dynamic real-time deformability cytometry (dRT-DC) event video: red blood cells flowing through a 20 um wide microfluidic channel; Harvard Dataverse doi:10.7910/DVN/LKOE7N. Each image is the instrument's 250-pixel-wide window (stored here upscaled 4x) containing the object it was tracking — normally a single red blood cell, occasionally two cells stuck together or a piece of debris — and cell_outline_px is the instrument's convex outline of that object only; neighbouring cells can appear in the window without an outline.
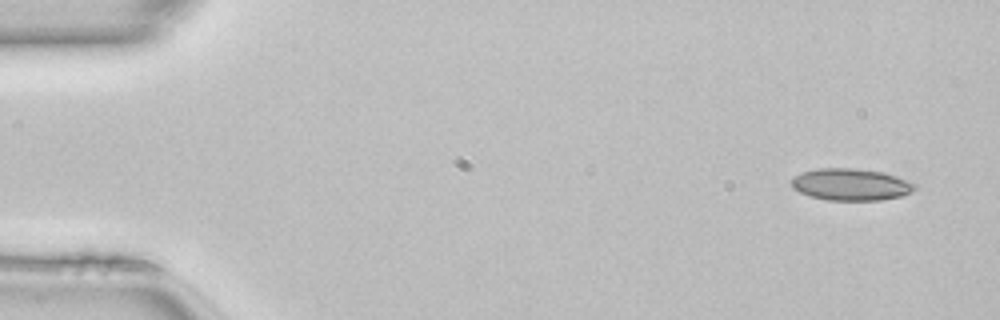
{"species": "common noctule bat (a hibernating species)", "species_latin": "Nyctalus noctula", "temperature_condition": "room temperature", "stored_images_in_passage": 47, "camera_frame_rate_fps": 3000, "um_per_image_px": 0.085, "animal": {"sex": "female", "body_mass_g": 22.7, "forearm_length_mm": 54.2}, "frame": {"image": 1, "passage_image": 1, "time_ms": 0.0, "image_size_px": [1000, 320], "cell_outline_px": [[916, 188], [912, 192], [900, 196], [880, 200], [828, 200], [812, 196], [800, 192], [792, 188], [792, 180], [800, 172], [816, 168], [852, 168], [884, 172], [908, 180], [916, 184]], "centroid_in_image_um": [72.34, 15.67], "position_along_channel_um": 12.7, "area_um2": 22.89}}
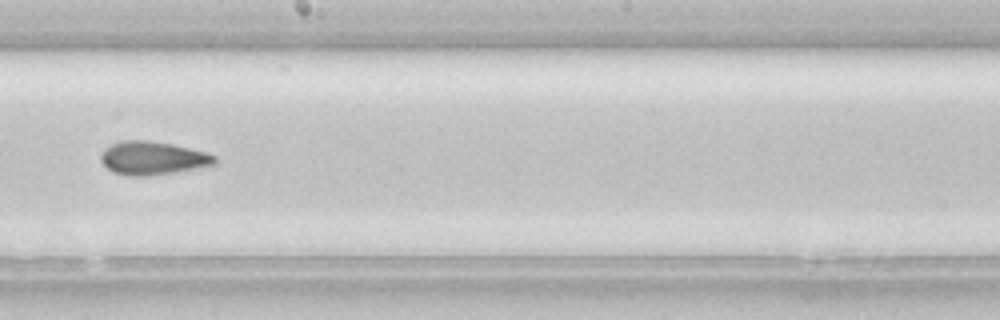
{"frame": {"image": 2, "passage_image": 26, "time_ms": 8.333, "image_size_px": [1000, 320], "cell_outline_px": [[216, 164], [176, 172], [144, 176], [128, 176], [116, 172], [108, 168], [100, 160], [100, 152], [104, 148], [120, 140], [148, 140], [172, 144], [208, 152], [216, 156]], "centroid_in_image_um": [12.98, 13.42], "position_along_channel_um": 235.2, "area_um2": 22.2}}
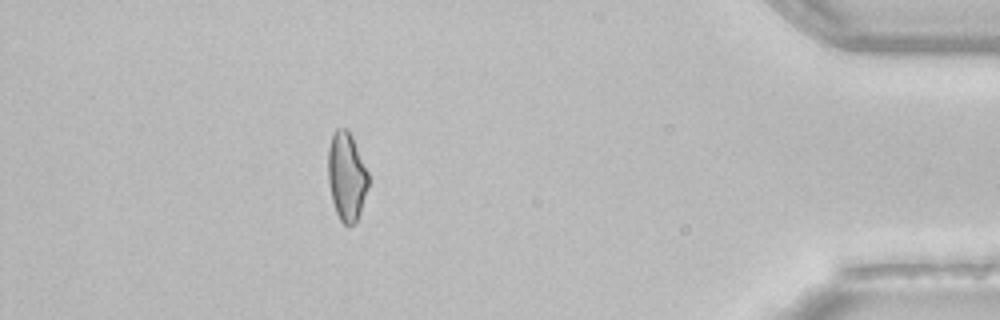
{"frame": {"image": 3, "passage_image": 42, "time_ms": 13.667, "image_size_px": [1000, 320], "cell_outline_px": [[368, 188], [360, 212], [356, 220], [348, 228], [340, 220], [336, 212], [332, 200], [328, 184], [328, 148], [332, 136], [336, 128], [348, 128], [352, 136], [368, 172]], "centroid_in_image_um": [29.45, 14.99], "position_along_channel_um": 405.7, "area_um2": 20.81}, "authors_computed_cell_mechanics": {"area_um2": 22.0796, "velocity_mm_per_s": 4.1394, "shape_relaxation_time_tau1_ms": null, "shape_relaxation_time_tau2_ms": 2.6297, "deformation_change_tau1": null, "deformation_change_tau2": 0.0919}}